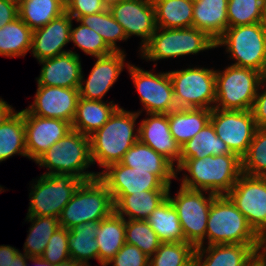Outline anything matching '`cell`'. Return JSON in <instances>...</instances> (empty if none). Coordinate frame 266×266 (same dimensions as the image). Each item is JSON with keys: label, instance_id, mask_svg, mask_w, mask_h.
<instances>
[{"label": "cell", "instance_id": "obj_1", "mask_svg": "<svg viewBox=\"0 0 266 266\" xmlns=\"http://www.w3.org/2000/svg\"><path fill=\"white\" fill-rule=\"evenodd\" d=\"M175 168L176 175L184 170L190 175L183 174L181 186L217 195H226L242 174L241 159L234 153L187 159Z\"/></svg>", "mask_w": 266, "mask_h": 266}, {"label": "cell", "instance_id": "obj_2", "mask_svg": "<svg viewBox=\"0 0 266 266\" xmlns=\"http://www.w3.org/2000/svg\"><path fill=\"white\" fill-rule=\"evenodd\" d=\"M141 113V110L131 112L119 106L109 120L89 136L93 164L97 162L98 166L105 169L122 160L124 154L139 140V128L136 129L135 125Z\"/></svg>", "mask_w": 266, "mask_h": 266}, {"label": "cell", "instance_id": "obj_3", "mask_svg": "<svg viewBox=\"0 0 266 266\" xmlns=\"http://www.w3.org/2000/svg\"><path fill=\"white\" fill-rule=\"evenodd\" d=\"M35 163L48 169L44 175L71 174L84 181L99 177V172L85 171L93 164L89 137L73 129L53 144Z\"/></svg>", "mask_w": 266, "mask_h": 266}, {"label": "cell", "instance_id": "obj_4", "mask_svg": "<svg viewBox=\"0 0 266 266\" xmlns=\"http://www.w3.org/2000/svg\"><path fill=\"white\" fill-rule=\"evenodd\" d=\"M206 241L207 245L262 244V238L227 195H217L211 204Z\"/></svg>", "mask_w": 266, "mask_h": 266}, {"label": "cell", "instance_id": "obj_5", "mask_svg": "<svg viewBox=\"0 0 266 266\" xmlns=\"http://www.w3.org/2000/svg\"><path fill=\"white\" fill-rule=\"evenodd\" d=\"M115 211L107 186L99 179L84 181L58 217L67 230L89 222H99Z\"/></svg>", "mask_w": 266, "mask_h": 266}, {"label": "cell", "instance_id": "obj_6", "mask_svg": "<svg viewBox=\"0 0 266 266\" xmlns=\"http://www.w3.org/2000/svg\"><path fill=\"white\" fill-rule=\"evenodd\" d=\"M216 48L215 41L205 32L190 28H159L140 49L147 61L176 58Z\"/></svg>", "mask_w": 266, "mask_h": 266}, {"label": "cell", "instance_id": "obj_7", "mask_svg": "<svg viewBox=\"0 0 266 266\" xmlns=\"http://www.w3.org/2000/svg\"><path fill=\"white\" fill-rule=\"evenodd\" d=\"M261 85V72L235 65L223 71L215 70L216 100L214 108L221 110H252Z\"/></svg>", "mask_w": 266, "mask_h": 266}, {"label": "cell", "instance_id": "obj_8", "mask_svg": "<svg viewBox=\"0 0 266 266\" xmlns=\"http://www.w3.org/2000/svg\"><path fill=\"white\" fill-rule=\"evenodd\" d=\"M216 48L225 46L232 65L262 72L266 65V27L263 22L228 27L215 42Z\"/></svg>", "mask_w": 266, "mask_h": 266}, {"label": "cell", "instance_id": "obj_9", "mask_svg": "<svg viewBox=\"0 0 266 266\" xmlns=\"http://www.w3.org/2000/svg\"><path fill=\"white\" fill-rule=\"evenodd\" d=\"M83 182L71 174L40 175L31 186L27 215L58 218Z\"/></svg>", "mask_w": 266, "mask_h": 266}, {"label": "cell", "instance_id": "obj_10", "mask_svg": "<svg viewBox=\"0 0 266 266\" xmlns=\"http://www.w3.org/2000/svg\"><path fill=\"white\" fill-rule=\"evenodd\" d=\"M169 186L167 197L177 211L184 234V242L191 243L195 248L204 246L206 240L207 221L211 204L217 194L203 190H193L180 186L174 198L170 196Z\"/></svg>", "mask_w": 266, "mask_h": 266}, {"label": "cell", "instance_id": "obj_11", "mask_svg": "<svg viewBox=\"0 0 266 266\" xmlns=\"http://www.w3.org/2000/svg\"><path fill=\"white\" fill-rule=\"evenodd\" d=\"M177 108L213 109L216 100L215 70L193 67L168 71Z\"/></svg>", "mask_w": 266, "mask_h": 266}, {"label": "cell", "instance_id": "obj_12", "mask_svg": "<svg viewBox=\"0 0 266 266\" xmlns=\"http://www.w3.org/2000/svg\"><path fill=\"white\" fill-rule=\"evenodd\" d=\"M226 195L262 238L266 234V177L242 173Z\"/></svg>", "mask_w": 266, "mask_h": 266}, {"label": "cell", "instance_id": "obj_13", "mask_svg": "<svg viewBox=\"0 0 266 266\" xmlns=\"http://www.w3.org/2000/svg\"><path fill=\"white\" fill-rule=\"evenodd\" d=\"M128 72L147 113L168 114L178 109L169 72L153 74L136 65L128 64Z\"/></svg>", "mask_w": 266, "mask_h": 266}, {"label": "cell", "instance_id": "obj_14", "mask_svg": "<svg viewBox=\"0 0 266 266\" xmlns=\"http://www.w3.org/2000/svg\"><path fill=\"white\" fill-rule=\"evenodd\" d=\"M210 122L216 135L240 159L246 154L257 129L252 110L234 111L213 108Z\"/></svg>", "mask_w": 266, "mask_h": 266}, {"label": "cell", "instance_id": "obj_15", "mask_svg": "<svg viewBox=\"0 0 266 266\" xmlns=\"http://www.w3.org/2000/svg\"><path fill=\"white\" fill-rule=\"evenodd\" d=\"M114 19L123 27L127 38L141 37L140 49L157 29L152 0H122L109 7Z\"/></svg>", "mask_w": 266, "mask_h": 266}, {"label": "cell", "instance_id": "obj_16", "mask_svg": "<svg viewBox=\"0 0 266 266\" xmlns=\"http://www.w3.org/2000/svg\"><path fill=\"white\" fill-rule=\"evenodd\" d=\"M108 188L111 195H131L150 190H168L156 174L136 170L120 162L108 165L98 177Z\"/></svg>", "mask_w": 266, "mask_h": 266}, {"label": "cell", "instance_id": "obj_17", "mask_svg": "<svg viewBox=\"0 0 266 266\" xmlns=\"http://www.w3.org/2000/svg\"><path fill=\"white\" fill-rule=\"evenodd\" d=\"M24 126L27 158L34 162L72 130L68 121L39 117L30 114L26 109Z\"/></svg>", "mask_w": 266, "mask_h": 266}, {"label": "cell", "instance_id": "obj_18", "mask_svg": "<svg viewBox=\"0 0 266 266\" xmlns=\"http://www.w3.org/2000/svg\"><path fill=\"white\" fill-rule=\"evenodd\" d=\"M37 86L34 102L26 110L39 117L61 119L72 123L80 98L79 88Z\"/></svg>", "mask_w": 266, "mask_h": 266}, {"label": "cell", "instance_id": "obj_19", "mask_svg": "<svg viewBox=\"0 0 266 266\" xmlns=\"http://www.w3.org/2000/svg\"><path fill=\"white\" fill-rule=\"evenodd\" d=\"M125 52H112L96 58L87 79L81 75L79 95L88 100L102 101L124 69Z\"/></svg>", "mask_w": 266, "mask_h": 266}, {"label": "cell", "instance_id": "obj_20", "mask_svg": "<svg viewBox=\"0 0 266 266\" xmlns=\"http://www.w3.org/2000/svg\"><path fill=\"white\" fill-rule=\"evenodd\" d=\"M72 22L73 18L65 12L44 27L33 30L31 54L40 61L70 52L63 47L70 42Z\"/></svg>", "mask_w": 266, "mask_h": 266}, {"label": "cell", "instance_id": "obj_21", "mask_svg": "<svg viewBox=\"0 0 266 266\" xmlns=\"http://www.w3.org/2000/svg\"><path fill=\"white\" fill-rule=\"evenodd\" d=\"M262 244H218L195 248L193 266H249ZM204 258V259H203Z\"/></svg>", "mask_w": 266, "mask_h": 266}, {"label": "cell", "instance_id": "obj_22", "mask_svg": "<svg viewBox=\"0 0 266 266\" xmlns=\"http://www.w3.org/2000/svg\"><path fill=\"white\" fill-rule=\"evenodd\" d=\"M139 125V140L177 166L181 158V146L172 137L168 114L147 113Z\"/></svg>", "mask_w": 266, "mask_h": 266}, {"label": "cell", "instance_id": "obj_23", "mask_svg": "<svg viewBox=\"0 0 266 266\" xmlns=\"http://www.w3.org/2000/svg\"><path fill=\"white\" fill-rule=\"evenodd\" d=\"M38 62L43 65L36 78L38 85L79 88L83 71L80 56L76 52L70 51Z\"/></svg>", "mask_w": 266, "mask_h": 266}, {"label": "cell", "instance_id": "obj_24", "mask_svg": "<svg viewBox=\"0 0 266 266\" xmlns=\"http://www.w3.org/2000/svg\"><path fill=\"white\" fill-rule=\"evenodd\" d=\"M120 163L156 174L168 186L171 185L172 179L177 178L175 166L140 140L124 154Z\"/></svg>", "mask_w": 266, "mask_h": 266}, {"label": "cell", "instance_id": "obj_25", "mask_svg": "<svg viewBox=\"0 0 266 266\" xmlns=\"http://www.w3.org/2000/svg\"><path fill=\"white\" fill-rule=\"evenodd\" d=\"M227 5L228 0H198L193 5L192 27L216 42L229 27Z\"/></svg>", "mask_w": 266, "mask_h": 266}, {"label": "cell", "instance_id": "obj_26", "mask_svg": "<svg viewBox=\"0 0 266 266\" xmlns=\"http://www.w3.org/2000/svg\"><path fill=\"white\" fill-rule=\"evenodd\" d=\"M168 190H150L131 195H112L115 212L130 220H146L152 211L167 198Z\"/></svg>", "mask_w": 266, "mask_h": 266}, {"label": "cell", "instance_id": "obj_27", "mask_svg": "<svg viewBox=\"0 0 266 266\" xmlns=\"http://www.w3.org/2000/svg\"><path fill=\"white\" fill-rule=\"evenodd\" d=\"M119 107L113 101L106 103L103 100H88L79 98L74 119L71 123L72 129L86 136H91L99 130Z\"/></svg>", "mask_w": 266, "mask_h": 266}, {"label": "cell", "instance_id": "obj_28", "mask_svg": "<svg viewBox=\"0 0 266 266\" xmlns=\"http://www.w3.org/2000/svg\"><path fill=\"white\" fill-rule=\"evenodd\" d=\"M211 109L178 108L168 113L172 137L180 145L192 139L210 122Z\"/></svg>", "mask_w": 266, "mask_h": 266}, {"label": "cell", "instance_id": "obj_29", "mask_svg": "<svg viewBox=\"0 0 266 266\" xmlns=\"http://www.w3.org/2000/svg\"><path fill=\"white\" fill-rule=\"evenodd\" d=\"M96 241L98 243V262L107 265L122 248L125 242V219L115 211L99 221Z\"/></svg>", "mask_w": 266, "mask_h": 266}, {"label": "cell", "instance_id": "obj_30", "mask_svg": "<svg viewBox=\"0 0 266 266\" xmlns=\"http://www.w3.org/2000/svg\"><path fill=\"white\" fill-rule=\"evenodd\" d=\"M65 12L66 5L61 0H18L19 18L31 30L44 27Z\"/></svg>", "mask_w": 266, "mask_h": 266}, {"label": "cell", "instance_id": "obj_31", "mask_svg": "<svg viewBox=\"0 0 266 266\" xmlns=\"http://www.w3.org/2000/svg\"><path fill=\"white\" fill-rule=\"evenodd\" d=\"M99 222H89L69 229L70 258L83 266H90L89 260H98V243L96 241Z\"/></svg>", "mask_w": 266, "mask_h": 266}, {"label": "cell", "instance_id": "obj_32", "mask_svg": "<svg viewBox=\"0 0 266 266\" xmlns=\"http://www.w3.org/2000/svg\"><path fill=\"white\" fill-rule=\"evenodd\" d=\"M230 153L232 152L229 147L216 135L212 123L209 122L192 139L181 146L180 161Z\"/></svg>", "mask_w": 266, "mask_h": 266}, {"label": "cell", "instance_id": "obj_33", "mask_svg": "<svg viewBox=\"0 0 266 266\" xmlns=\"http://www.w3.org/2000/svg\"><path fill=\"white\" fill-rule=\"evenodd\" d=\"M146 221L162 243L184 241L177 211L168 197L152 211Z\"/></svg>", "mask_w": 266, "mask_h": 266}, {"label": "cell", "instance_id": "obj_34", "mask_svg": "<svg viewBox=\"0 0 266 266\" xmlns=\"http://www.w3.org/2000/svg\"><path fill=\"white\" fill-rule=\"evenodd\" d=\"M15 154L27 157L24 109L19 112L15 111L0 126V162Z\"/></svg>", "mask_w": 266, "mask_h": 266}, {"label": "cell", "instance_id": "obj_35", "mask_svg": "<svg viewBox=\"0 0 266 266\" xmlns=\"http://www.w3.org/2000/svg\"><path fill=\"white\" fill-rule=\"evenodd\" d=\"M33 30L19 17L0 28V55L25 56L31 50Z\"/></svg>", "mask_w": 266, "mask_h": 266}, {"label": "cell", "instance_id": "obj_36", "mask_svg": "<svg viewBox=\"0 0 266 266\" xmlns=\"http://www.w3.org/2000/svg\"><path fill=\"white\" fill-rule=\"evenodd\" d=\"M156 25L159 28H190L193 22V3L186 0H152Z\"/></svg>", "mask_w": 266, "mask_h": 266}, {"label": "cell", "instance_id": "obj_37", "mask_svg": "<svg viewBox=\"0 0 266 266\" xmlns=\"http://www.w3.org/2000/svg\"><path fill=\"white\" fill-rule=\"evenodd\" d=\"M76 21L97 32L113 52H124L117 46L116 42L126 41L128 38L109 8L97 14L79 17Z\"/></svg>", "mask_w": 266, "mask_h": 266}, {"label": "cell", "instance_id": "obj_38", "mask_svg": "<svg viewBox=\"0 0 266 266\" xmlns=\"http://www.w3.org/2000/svg\"><path fill=\"white\" fill-rule=\"evenodd\" d=\"M31 222L29 233L24 243V253L28 257H41L50 237L60 227L56 217L26 215Z\"/></svg>", "mask_w": 266, "mask_h": 266}, {"label": "cell", "instance_id": "obj_39", "mask_svg": "<svg viewBox=\"0 0 266 266\" xmlns=\"http://www.w3.org/2000/svg\"><path fill=\"white\" fill-rule=\"evenodd\" d=\"M195 247L188 242L161 243L149 266H192Z\"/></svg>", "mask_w": 266, "mask_h": 266}, {"label": "cell", "instance_id": "obj_40", "mask_svg": "<svg viewBox=\"0 0 266 266\" xmlns=\"http://www.w3.org/2000/svg\"><path fill=\"white\" fill-rule=\"evenodd\" d=\"M241 170L249 176L266 177V128H257L246 154L241 158Z\"/></svg>", "mask_w": 266, "mask_h": 266}, {"label": "cell", "instance_id": "obj_41", "mask_svg": "<svg viewBox=\"0 0 266 266\" xmlns=\"http://www.w3.org/2000/svg\"><path fill=\"white\" fill-rule=\"evenodd\" d=\"M125 242L151 257L162 243L146 220L125 219Z\"/></svg>", "mask_w": 266, "mask_h": 266}, {"label": "cell", "instance_id": "obj_42", "mask_svg": "<svg viewBox=\"0 0 266 266\" xmlns=\"http://www.w3.org/2000/svg\"><path fill=\"white\" fill-rule=\"evenodd\" d=\"M264 7L265 0H228L229 27L263 22Z\"/></svg>", "mask_w": 266, "mask_h": 266}, {"label": "cell", "instance_id": "obj_43", "mask_svg": "<svg viewBox=\"0 0 266 266\" xmlns=\"http://www.w3.org/2000/svg\"><path fill=\"white\" fill-rule=\"evenodd\" d=\"M71 25L70 42L74 43V47L80 48L86 55L95 58L105 56L113 51L107 46L103 38L89 27L79 24L73 28Z\"/></svg>", "mask_w": 266, "mask_h": 266}, {"label": "cell", "instance_id": "obj_44", "mask_svg": "<svg viewBox=\"0 0 266 266\" xmlns=\"http://www.w3.org/2000/svg\"><path fill=\"white\" fill-rule=\"evenodd\" d=\"M41 258L53 265L70 259L69 230L64 227L57 228L50 237Z\"/></svg>", "mask_w": 266, "mask_h": 266}, {"label": "cell", "instance_id": "obj_45", "mask_svg": "<svg viewBox=\"0 0 266 266\" xmlns=\"http://www.w3.org/2000/svg\"><path fill=\"white\" fill-rule=\"evenodd\" d=\"M150 257L138 247L125 243L116 255L108 262L112 266H149Z\"/></svg>", "mask_w": 266, "mask_h": 266}, {"label": "cell", "instance_id": "obj_46", "mask_svg": "<svg viewBox=\"0 0 266 266\" xmlns=\"http://www.w3.org/2000/svg\"><path fill=\"white\" fill-rule=\"evenodd\" d=\"M107 8L102 0H68L66 4V12L74 20L85 15L100 13Z\"/></svg>", "mask_w": 266, "mask_h": 266}, {"label": "cell", "instance_id": "obj_47", "mask_svg": "<svg viewBox=\"0 0 266 266\" xmlns=\"http://www.w3.org/2000/svg\"><path fill=\"white\" fill-rule=\"evenodd\" d=\"M261 89L260 85L252 107V113L257 128H266V88Z\"/></svg>", "mask_w": 266, "mask_h": 266}, {"label": "cell", "instance_id": "obj_48", "mask_svg": "<svg viewBox=\"0 0 266 266\" xmlns=\"http://www.w3.org/2000/svg\"><path fill=\"white\" fill-rule=\"evenodd\" d=\"M18 17V0H0V28Z\"/></svg>", "mask_w": 266, "mask_h": 266}, {"label": "cell", "instance_id": "obj_49", "mask_svg": "<svg viewBox=\"0 0 266 266\" xmlns=\"http://www.w3.org/2000/svg\"><path fill=\"white\" fill-rule=\"evenodd\" d=\"M19 252V249L10 245H0V266H11V261Z\"/></svg>", "mask_w": 266, "mask_h": 266}, {"label": "cell", "instance_id": "obj_50", "mask_svg": "<svg viewBox=\"0 0 266 266\" xmlns=\"http://www.w3.org/2000/svg\"><path fill=\"white\" fill-rule=\"evenodd\" d=\"M15 112L13 107L0 98V126Z\"/></svg>", "mask_w": 266, "mask_h": 266}, {"label": "cell", "instance_id": "obj_51", "mask_svg": "<svg viewBox=\"0 0 266 266\" xmlns=\"http://www.w3.org/2000/svg\"><path fill=\"white\" fill-rule=\"evenodd\" d=\"M29 258L25 253L19 252L11 261V266H27Z\"/></svg>", "mask_w": 266, "mask_h": 266}, {"label": "cell", "instance_id": "obj_52", "mask_svg": "<svg viewBox=\"0 0 266 266\" xmlns=\"http://www.w3.org/2000/svg\"><path fill=\"white\" fill-rule=\"evenodd\" d=\"M257 258L266 266V242H262L261 247L257 250Z\"/></svg>", "mask_w": 266, "mask_h": 266}, {"label": "cell", "instance_id": "obj_53", "mask_svg": "<svg viewBox=\"0 0 266 266\" xmlns=\"http://www.w3.org/2000/svg\"><path fill=\"white\" fill-rule=\"evenodd\" d=\"M29 260L34 262V264H36L37 266H53V264H50L49 262L42 259L41 257H30Z\"/></svg>", "mask_w": 266, "mask_h": 266}, {"label": "cell", "instance_id": "obj_54", "mask_svg": "<svg viewBox=\"0 0 266 266\" xmlns=\"http://www.w3.org/2000/svg\"><path fill=\"white\" fill-rule=\"evenodd\" d=\"M53 266H83V265L70 258L60 262L59 264H54Z\"/></svg>", "mask_w": 266, "mask_h": 266}, {"label": "cell", "instance_id": "obj_55", "mask_svg": "<svg viewBox=\"0 0 266 266\" xmlns=\"http://www.w3.org/2000/svg\"><path fill=\"white\" fill-rule=\"evenodd\" d=\"M261 87H266V65L261 72Z\"/></svg>", "mask_w": 266, "mask_h": 266}, {"label": "cell", "instance_id": "obj_56", "mask_svg": "<svg viewBox=\"0 0 266 266\" xmlns=\"http://www.w3.org/2000/svg\"><path fill=\"white\" fill-rule=\"evenodd\" d=\"M102 1L105 3V5H106L107 7H109L111 4H114V3L120 2V1H122V0H102Z\"/></svg>", "mask_w": 266, "mask_h": 266}, {"label": "cell", "instance_id": "obj_57", "mask_svg": "<svg viewBox=\"0 0 266 266\" xmlns=\"http://www.w3.org/2000/svg\"><path fill=\"white\" fill-rule=\"evenodd\" d=\"M249 266H264L260 260L257 258L253 263H251Z\"/></svg>", "mask_w": 266, "mask_h": 266}, {"label": "cell", "instance_id": "obj_58", "mask_svg": "<svg viewBox=\"0 0 266 266\" xmlns=\"http://www.w3.org/2000/svg\"><path fill=\"white\" fill-rule=\"evenodd\" d=\"M265 27H266V0H265V7H264V21H263Z\"/></svg>", "mask_w": 266, "mask_h": 266}, {"label": "cell", "instance_id": "obj_59", "mask_svg": "<svg viewBox=\"0 0 266 266\" xmlns=\"http://www.w3.org/2000/svg\"><path fill=\"white\" fill-rule=\"evenodd\" d=\"M186 1L195 4L198 0H186Z\"/></svg>", "mask_w": 266, "mask_h": 266}, {"label": "cell", "instance_id": "obj_60", "mask_svg": "<svg viewBox=\"0 0 266 266\" xmlns=\"http://www.w3.org/2000/svg\"><path fill=\"white\" fill-rule=\"evenodd\" d=\"M262 242H266V234L262 237Z\"/></svg>", "mask_w": 266, "mask_h": 266}, {"label": "cell", "instance_id": "obj_61", "mask_svg": "<svg viewBox=\"0 0 266 266\" xmlns=\"http://www.w3.org/2000/svg\"><path fill=\"white\" fill-rule=\"evenodd\" d=\"M65 5L67 4L68 0H61Z\"/></svg>", "mask_w": 266, "mask_h": 266}]
</instances>
